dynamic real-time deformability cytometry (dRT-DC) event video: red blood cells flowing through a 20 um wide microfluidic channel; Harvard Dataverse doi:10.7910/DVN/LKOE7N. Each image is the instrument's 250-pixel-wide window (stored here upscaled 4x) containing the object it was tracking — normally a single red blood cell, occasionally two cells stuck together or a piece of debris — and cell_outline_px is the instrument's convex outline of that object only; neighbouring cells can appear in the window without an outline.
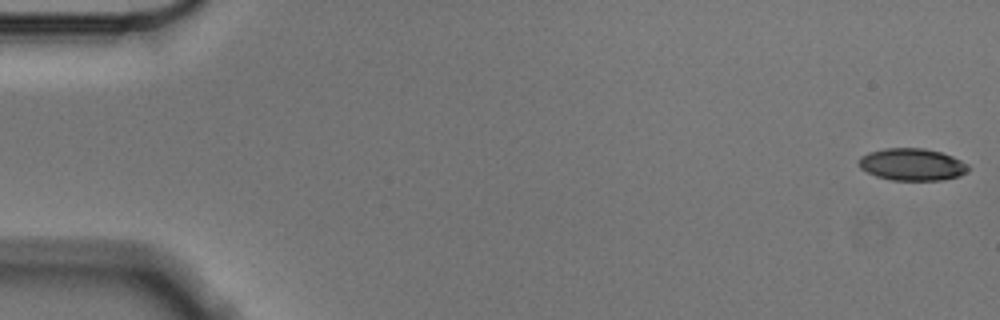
{"species": "Egyptian fruit bat (a non-hibernating species)", "species_latin": "Rousettus aegyptiacus", "temperature_condition": "cold", "stored_images_in_passage": 56, "camera_frame_rate_fps": 3000, "um_per_image_px": 0.085, "animal": {"sex": "male"}, "frame": {"image": 1, "passage_image": 1, "time_ms": 0.0, "image_size_px": [1000, 320], "cell_outline_px": [[968, 172], [960, 176], [944, 180], [892, 180], [876, 176], [860, 168], [860, 156], [868, 152], [884, 148], [924, 148], [940, 152], [952, 156], [968, 164]], "centroid_in_image_um": [77.54, 13.98], "position_along_channel_um": 7.5, "area_um2": 20.52}}
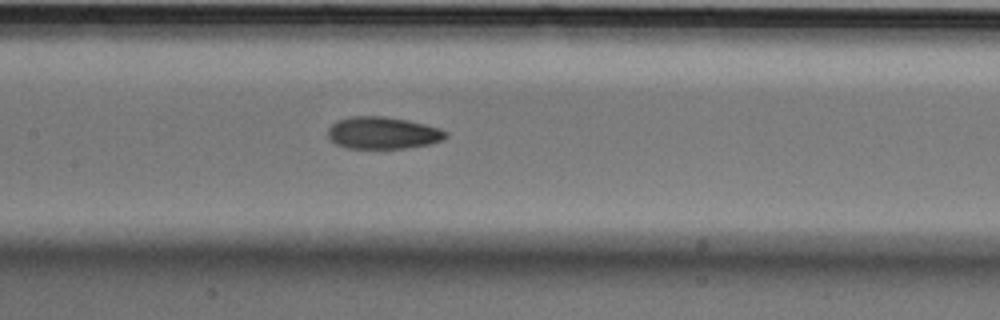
{"frame": {"image": 2, "passage_image": 27, "time_ms": 8.667, "image_size_px": [1000, 320], "cell_outline_px": [[448, 136], [440, 140], [428, 144], [404, 148], [348, 148], [336, 144], [328, 136], [328, 128], [336, 120], [352, 116], [384, 116], [408, 120], [440, 128], [448, 132]], "centroid_in_image_um": [32.53, 11.28], "position_along_channel_um": 174.9, "area_um2": 21.96}}
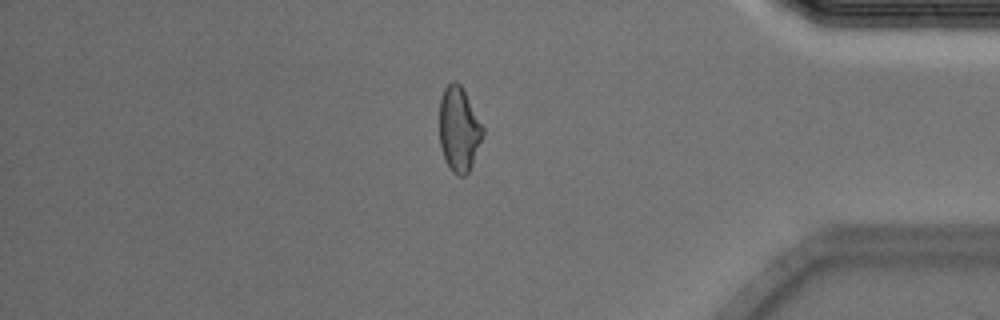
{"frame": {"image": 3, "passage_image": 48, "time_ms": 15.667, "image_size_px": [1000, 320], "cell_outline_px": [[484, 132], [472, 164], [468, 172], [464, 176], [456, 176], [452, 172], [444, 160], [440, 148], [440, 100], [444, 88], [452, 80], [456, 80], [460, 84], [484, 128]], "centroid_in_image_um": [38.99, 11.0], "position_along_channel_um": 396.2, "area_um2": 21.33}, "authors_computed_cell_mechanics": {"area_um2": 21.5883, "velocity_mm_per_s": 3.5668, "shape_relaxation_time_tau1_ms": 6.7515, "shape_relaxation_time_tau2_ms": 3.0282, "deformation_change_tau1": 0.1602, "deformation_change_tau2": 0.0943}}